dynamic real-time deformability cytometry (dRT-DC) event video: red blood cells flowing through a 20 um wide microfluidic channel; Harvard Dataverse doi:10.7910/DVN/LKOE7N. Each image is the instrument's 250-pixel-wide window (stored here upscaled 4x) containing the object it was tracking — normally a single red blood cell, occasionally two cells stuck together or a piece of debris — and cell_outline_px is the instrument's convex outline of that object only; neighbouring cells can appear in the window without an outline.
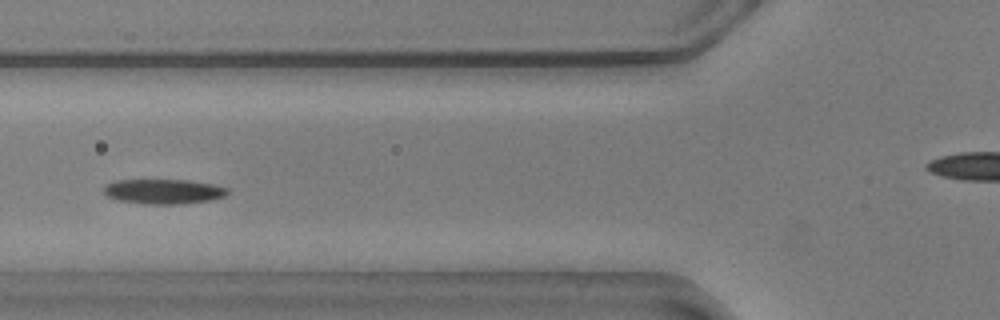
{"species": "common noctule bat (a hibernating species)", "species_latin": "Nyctalus noctula", "temperature_condition": "warm", "stored_images_in_passage": 14, "camera_frame_rate_fps": 3000, "um_per_image_px": 0.085, "animal": {"sex": "male", "body_mass_g": 20.5, "forearm_length_mm": 52.5}, "frame": {"image": 1, "passage_image": 6, "time_ms": 1.667, "image_size_px": [1000, 320], "cell_outline_px": [[228, 192], [224, 196], [208, 200], [176, 204], [148, 204], [116, 200], [108, 196], [104, 192], [104, 184], [112, 180], [188, 180], [212, 184], [228, 188]], "centroid_in_image_um": [13.84, 16.26], "position_along_channel_um": 112.0, "area_um2": 17.8}}